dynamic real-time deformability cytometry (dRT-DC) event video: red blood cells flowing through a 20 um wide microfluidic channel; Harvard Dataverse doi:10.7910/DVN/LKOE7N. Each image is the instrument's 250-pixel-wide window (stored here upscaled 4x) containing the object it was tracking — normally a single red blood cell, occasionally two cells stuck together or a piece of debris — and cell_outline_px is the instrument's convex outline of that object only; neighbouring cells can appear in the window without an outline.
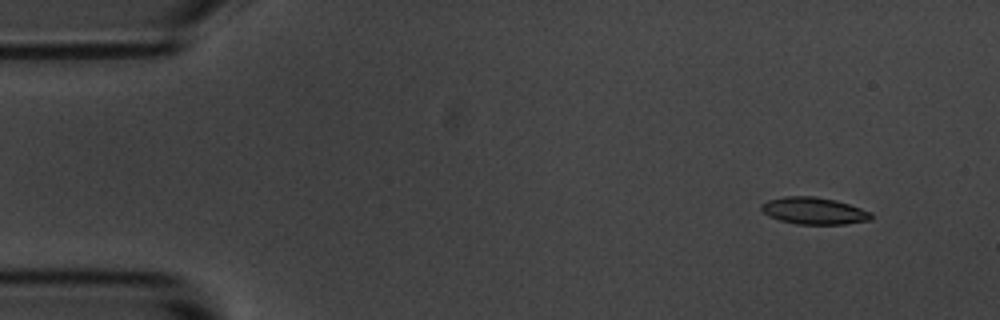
{"species": "common noctule bat (a hibernating species)", "species_latin": "Nyctalus noctula", "temperature_condition": "room temperature", "stored_images_in_passage": 5, "camera_frame_rate_fps": 3000, "um_per_image_px": 0.085, "animal": {"sex": "male", "body_mass_g": 20.1, "forearm_length_mm": 53.5}, "frame": {"image": 1, "passage_image": 2, "time_ms": 0.333, "image_size_px": [1000, 320], "cell_outline_px": [[872, 220], [844, 224], [796, 224], [780, 220], [768, 216], [760, 208], [760, 204], [768, 200], [784, 196], [816, 196], [836, 200], [872, 212]], "centroid_in_image_um": [69.18, 17.91], "position_along_channel_um": 15.8, "area_um2": 17.34}}
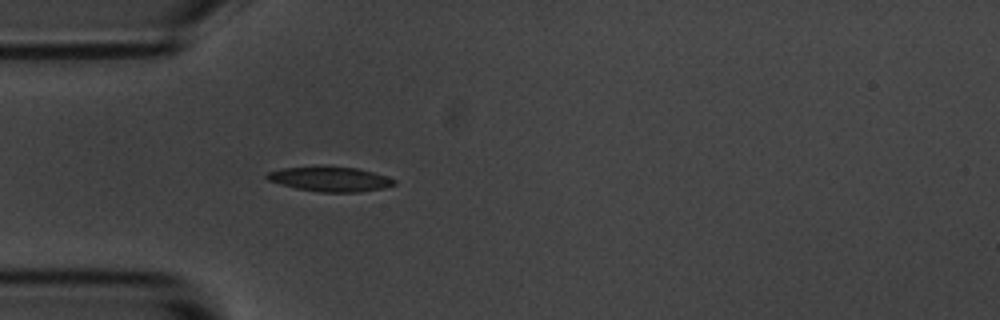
{"frame": {"image": 2, "passage_image": 5, "time_ms": 1.333, "image_size_px": [1000, 320], "cell_outline_px": [[396, 184], [384, 188], [360, 192], [320, 192], [296, 188], [280, 184], [268, 180], [264, 176], [268, 172], [280, 168], [320, 164], [356, 168], [372, 172], [396, 180]], "centroid_in_image_um": [28.0, 15.19], "position_along_channel_um": 57.0, "area_um2": 18.84}}